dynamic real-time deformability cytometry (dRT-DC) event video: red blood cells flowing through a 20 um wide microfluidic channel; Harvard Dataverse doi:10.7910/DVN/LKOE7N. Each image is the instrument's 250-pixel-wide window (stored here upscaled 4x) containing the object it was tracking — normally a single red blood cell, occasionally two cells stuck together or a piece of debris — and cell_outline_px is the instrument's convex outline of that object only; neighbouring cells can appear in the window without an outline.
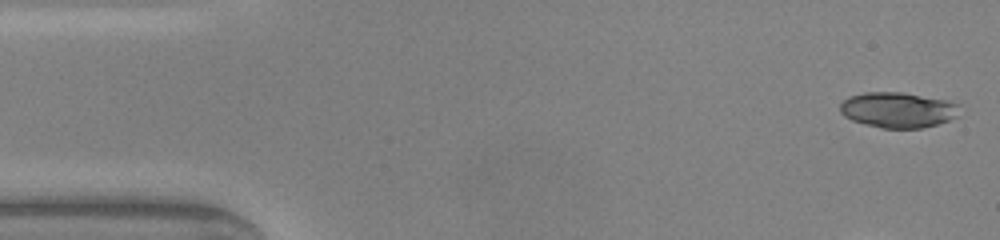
{"species": "common noctule bat (a hibernating species)", "species_latin": "Nyctalus noctula", "temperature_condition": "warm", "stored_images_in_passage": 49, "camera_frame_rate_fps": 3000, "um_per_image_px": 0.085, "animal": {"sex": "male", "body_mass_g": 20.0, "forearm_length_mm": 53.3}, "frame": {"image": 1, "passage_image": 1, "time_ms": 0.0, "image_size_px": [1000, 240], "cell_outline_px": [[960, 104], [956, 116], [948, 120], [936, 124], [920, 128], [880, 128], [864, 124], [852, 120], [844, 116], [840, 112], [840, 104], [848, 96], [864, 92], [904, 92], [948, 100]], "centroid_in_image_um": [76.3, 9.33], "position_along_channel_um": 8.7, "area_um2": 24.8}, "authors_computed_cell_mechanics": {"area_um2": 17.8602, "velocity_mm_per_s": 4.0662, "shape_relaxation_time_tau1_ms": 1.2985, "shape_relaxation_time_tau2_ms": null, "deformation_change_tau1": 0.1269, "deformation_change_tau2": null}}